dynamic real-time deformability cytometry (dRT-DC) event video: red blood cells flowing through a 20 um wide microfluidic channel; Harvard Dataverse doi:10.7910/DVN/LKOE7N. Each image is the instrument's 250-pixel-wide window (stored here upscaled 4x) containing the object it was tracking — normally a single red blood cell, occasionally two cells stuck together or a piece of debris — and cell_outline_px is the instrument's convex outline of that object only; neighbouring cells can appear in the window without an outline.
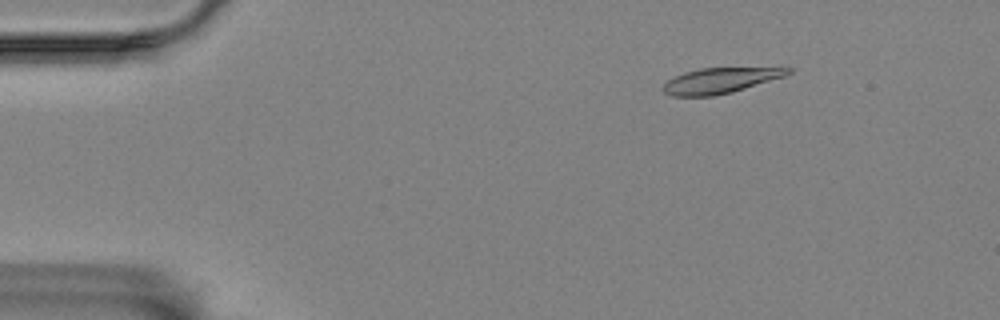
{"species": "Egyptian fruit bat (a non-hibernating species)", "species_latin": "Rousettus aegyptiacus", "temperature_condition": "room temperature", "stored_images_in_passage": 58, "camera_frame_rate_fps": 3000, "um_per_image_px": 0.085, "animal": {"sex": "female"}, "frame": {"image": 1, "passage_image": 8, "time_ms": 2.333, "image_size_px": [1000, 320], "cell_outline_px": [[792, 72], [784, 76], [732, 92], [712, 96], [672, 96], [664, 92], [660, 88], [668, 80], [684, 72], [700, 68], [784, 64], [792, 68]], "centroid_in_image_um": [61.39, 6.77], "position_along_channel_um": 23.6, "area_um2": 19.59}}
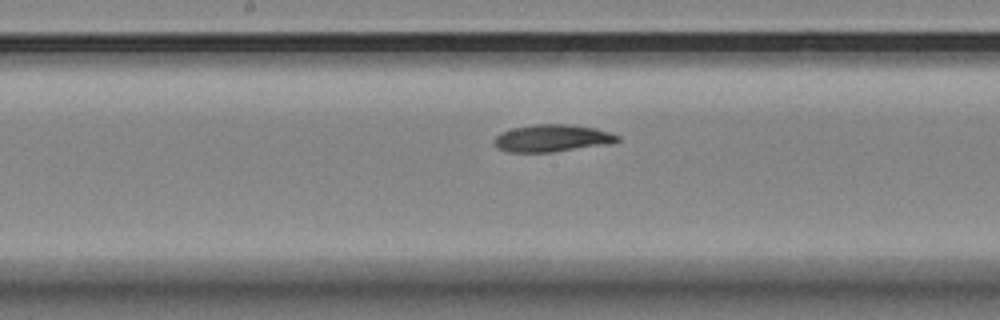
{"frame": {"image": 2, "passage_image": 30, "time_ms": 9.667, "image_size_px": [1000, 320], "cell_outline_px": [[620, 140], [612, 144], [552, 152], [508, 152], [496, 148], [492, 144], [492, 140], [500, 132], [512, 128], [536, 124], [568, 124], [596, 128], [620, 136]], "centroid_in_image_um": [46.9, 11.75], "position_along_channel_um": 201.3, "area_um2": 19.88}}
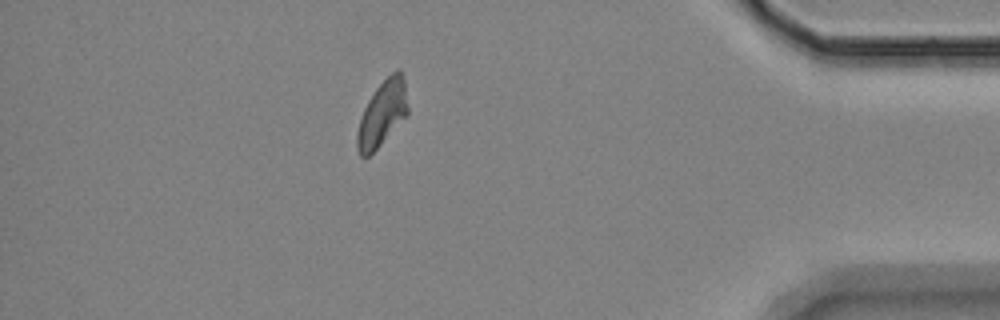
{"frame": {"image": 3, "passage_image": 51, "time_ms": 16.667, "image_size_px": [1000, 320], "cell_outline_px": [[408, 112], [380, 144], [368, 156], [360, 156], [356, 148], [356, 136], [360, 120], [364, 108], [368, 100], [376, 88], [392, 72], [400, 68], [404, 80], [408, 108]], "centroid_in_image_um": [32.47, 9.63], "position_along_channel_um": 402.7, "area_um2": 18.73}, "authors_computed_cell_mechanics": {"area_um2": 19.5653, "velocity_mm_per_s": 3.437, "shape_relaxation_time_tau1_ms": 4.0323, "shape_relaxation_time_tau2_ms": null, "deformation_change_tau1": 0.1274, "deformation_change_tau2": null}}